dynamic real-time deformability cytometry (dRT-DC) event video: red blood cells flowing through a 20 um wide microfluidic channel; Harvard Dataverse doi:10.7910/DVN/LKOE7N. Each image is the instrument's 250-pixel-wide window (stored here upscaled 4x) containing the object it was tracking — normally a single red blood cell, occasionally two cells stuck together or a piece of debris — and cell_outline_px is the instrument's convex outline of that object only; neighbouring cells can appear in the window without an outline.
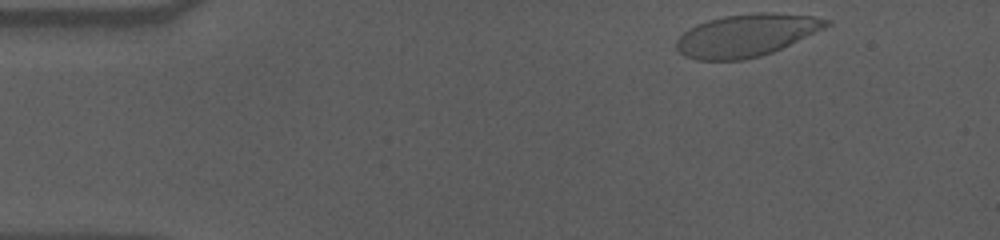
{"species": "human", "species_latin": "Homo sapiens", "temperature_condition": "cold", "stored_images_in_passage": 51, "camera_frame_rate_fps": 3000, "um_per_image_px": 0.085, "donor": {"sex": "male"}, "frame": {"image": 1, "passage_image": 1, "time_ms": 0.0, "image_size_px": [1000, 240], "cell_outline_px": [[832, 24], [824, 28], [772, 52], [760, 56], [744, 60], [696, 60], [684, 56], [676, 48], [676, 40], [688, 28], [696, 24], [708, 20], [724, 16], [756, 12], [772, 12], [812, 16], [832, 20]], "centroid_in_image_um": [63.42, 2.99], "position_along_channel_um": 21.6, "area_um2": 37.05}}
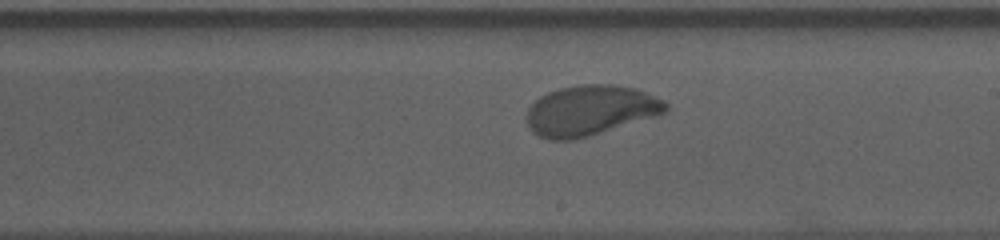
{"frame": {"image": 2, "passage_image": 27, "time_ms": 8.667, "image_size_px": [1000, 240], "cell_outline_px": [[668, 108], [664, 112], [652, 116], [588, 136], [572, 140], [548, 140], [532, 132], [524, 120], [528, 108], [540, 96], [548, 92], [560, 88], [580, 84], [616, 84], [636, 88], [664, 100], [668, 104]], "centroid_in_image_um": [50.11, 9.37], "position_along_channel_um": 238.9, "area_um2": 40.52}}
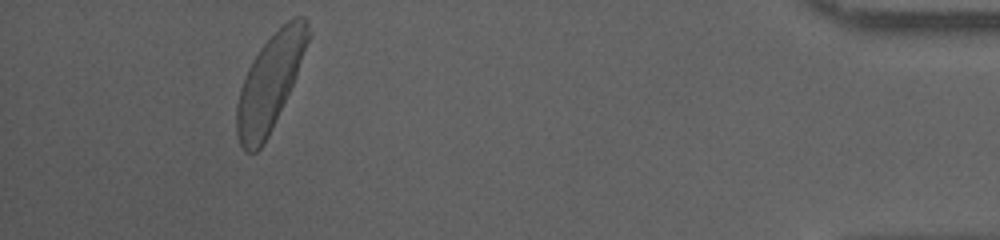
{"frame": {"image": 3, "passage_image": 47, "time_ms": 15.333, "image_size_px": [1000, 240], "cell_outline_px": [[312, 36], [292, 84], [272, 128], [264, 144], [256, 152], [244, 152], [240, 144], [236, 132], [236, 104], [240, 88], [248, 68], [260, 48], [288, 20], [296, 16], [304, 16], [308, 20], [312, 32]], "centroid_in_image_um": [22.95, 7.0], "position_along_channel_um": 412.2, "area_um2": 39.42}, "authors_computed_cell_mechanics": {"area_um2": 39.4774, "velocity_mm_per_s": 3.525, "shape_relaxation_time_tau1_ms": 3.5904, "shape_relaxation_time_tau2_ms": null, "deformation_change_tau1": 0.1725, "deformation_change_tau2": null}}